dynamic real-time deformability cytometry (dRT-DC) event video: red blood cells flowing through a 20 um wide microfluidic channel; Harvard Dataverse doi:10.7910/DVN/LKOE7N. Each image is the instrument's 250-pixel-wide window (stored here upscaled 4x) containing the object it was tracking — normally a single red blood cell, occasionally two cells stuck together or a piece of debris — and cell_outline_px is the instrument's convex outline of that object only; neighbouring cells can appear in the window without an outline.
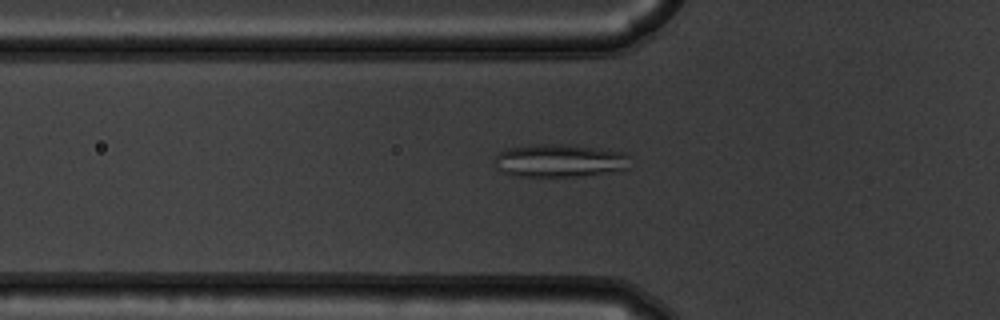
{"species": "common noctule bat (a hibernating species)", "species_latin": "Nyctalus noctula", "temperature_condition": "warm", "stored_images_in_passage": 47, "segment_of_instrument_passage": [1, 2], "camera_frame_rate_fps": 3000, "um_per_image_px": 0.085, "animal": {"sex": "male", "body_mass_g": 19.5, "forearm_length_mm": 54.6}, "frame": {"image": 1, "passage_image": 12, "time_ms": 3.667, "image_size_px": [1000, 320], "cell_outline_px": [[628, 168], [576, 176], [516, 176], [500, 172], [496, 168], [492, 160], [500, 152], [508, 148], [536, 144], [564, 144], [628, 152]], "centroid_in_image_um": [47.49, 13.64], "position_along_channel_um": 78.3, "area_um2": 25.89}}
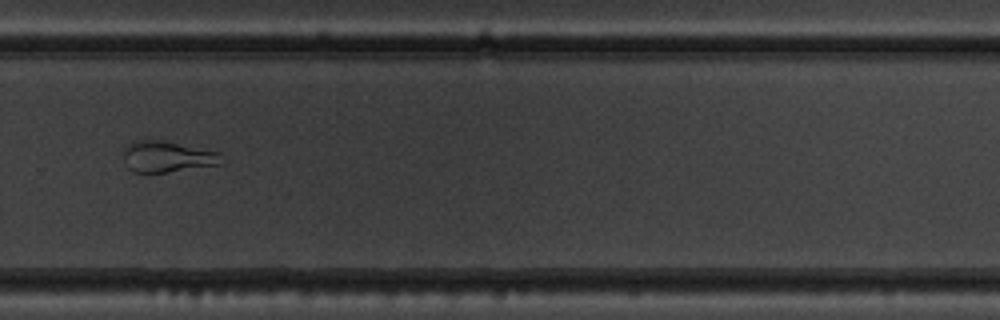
{"frame": {"image": 2, "passage_image": 31, "time_ms": 10.0, "image_size_px": [1000, 320], "cell_outline_px": [[220, 164], [168, 172], [132, 172], [128, 168], [124, 156], [124, 148], [128, 144], [136, 140], [164, 140], [220, 152]], "centroid_in_image_um": [14.19, 13.3], "position_along_channel_um": 315.6, "area_um2": 17.63}}
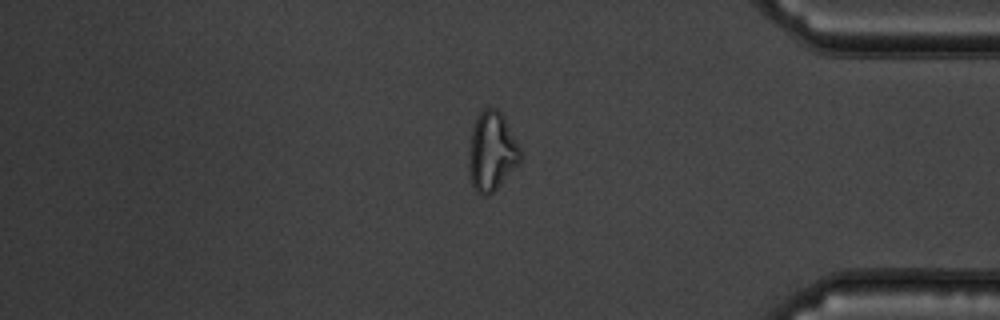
{"frame": {"image": 3, "passage_image": 39, "time_ms": 12.667, "image_size_px": [1000, 320], "cell_outline_px": [[524, 152], [520, 160], [496, 188], [488, 196], [476, 192], [472, 184], [468, 172], [468, 152], [472, 128], [480, 112], [484, 108], [496, 108], [504, 116]], "centroid_in_image_um": [41.8, 12.85], "position_along_channel_um": 393.4, "area_um2": 23.81}}